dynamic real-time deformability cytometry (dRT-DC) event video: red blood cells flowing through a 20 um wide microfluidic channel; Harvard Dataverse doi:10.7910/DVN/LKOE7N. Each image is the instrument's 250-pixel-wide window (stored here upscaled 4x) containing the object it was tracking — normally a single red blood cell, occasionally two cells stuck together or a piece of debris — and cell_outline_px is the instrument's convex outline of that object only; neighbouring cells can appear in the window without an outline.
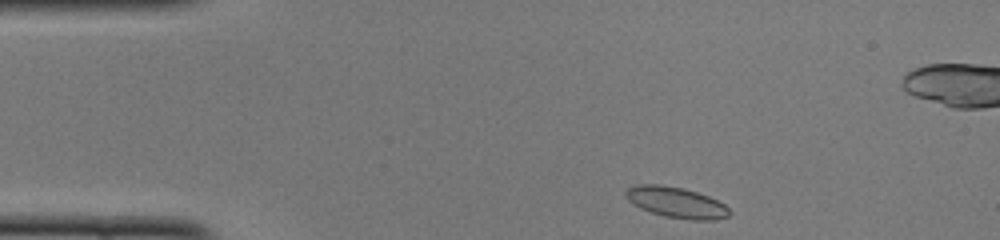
{"species": "common noctule bat (a hibernating species)", "species_latin": "Nyctalus noctula", "temperature_condition": "cold", "stored_images_in_passage": 45, "camera_frame_rate_fps": 3000, "um_per_image_px": 0.085, "animal": {"sex": "female", "body_mass_g": 22.0, "forearm_length_mm": 56.7}, "frame": {"image": 1, "passage_image": 2, "time_ms": 0.333, "image_size_px": [1000, 240], "cell_outline_px": [[732, 212], [728, 216], [716, 220], [692, 220], [664, 216], [640, 208], [632, 204], [624, 196], [624, 192], [628, 188], [636, 184], [660, 184], [684, 188], [708, 196], [724, 204]], "centroid_in_image_um": [57.46, 17.2], "position_along_channel_um": 27.5, "area_um2": 18.73}}
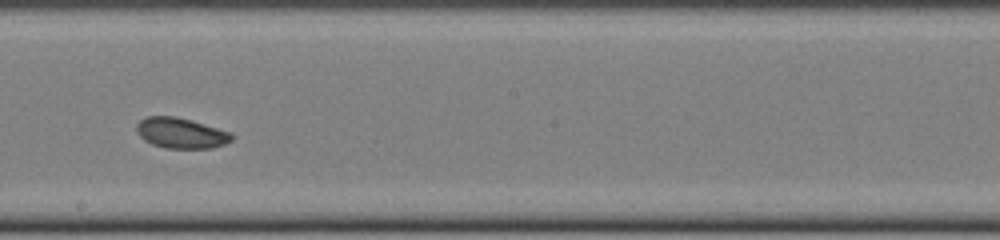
{"frame": {"image": 2, "passage_image": 22, "time_ms": 7.0, "image_size_px": [1000, 240], "cell_outline_px": [[232, 140], [224, 144], [212, 148], [164, 148], [152, 144], [144, 140], [136, 132], [136, 124], [140, 120], [148, 116], [176, 116], [192, 120], [232, 132]], "centroid_in_image_um": [15.37, 11.3], "position_along_channel_um": 232.8, "area_um2": 17.05}}
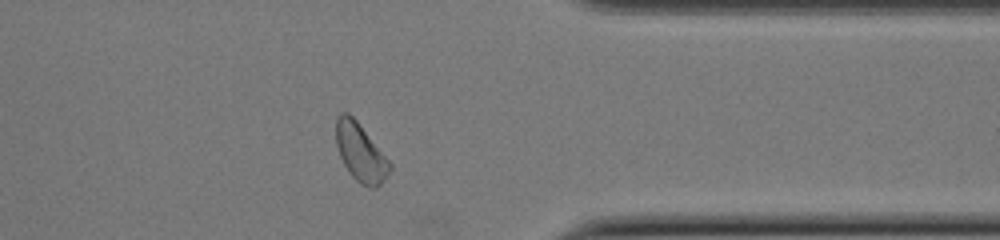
{"frame": {"image": 3, "passage_image": 34, "time_ms": 11.0, "image_size_px": [1000, 240], "cell_outline_px": [[392, 168], [384, 180], [376, 188], [368, 188], [360, 184], [348, 172], [340, 156], [336, 144], [336, 116], [340, 112], [348, 112], [356, 120], [392, 164]], "centroid_in_image_um": [30.63, 12.97], "position_along_channel_um": 380.8, "area_um2": 18.15}, "authors_computed_cell_mechanics": {"area_um2": 17.7446, "velocity_mm_per_s": 3.9337, "shape_relaxation_time_tau1_ms": 3.0307, "shape_relaxation_time_tau2_ms": null, "deformation_change_tau1": 0.0579, "deformation_change_tau2": null}}